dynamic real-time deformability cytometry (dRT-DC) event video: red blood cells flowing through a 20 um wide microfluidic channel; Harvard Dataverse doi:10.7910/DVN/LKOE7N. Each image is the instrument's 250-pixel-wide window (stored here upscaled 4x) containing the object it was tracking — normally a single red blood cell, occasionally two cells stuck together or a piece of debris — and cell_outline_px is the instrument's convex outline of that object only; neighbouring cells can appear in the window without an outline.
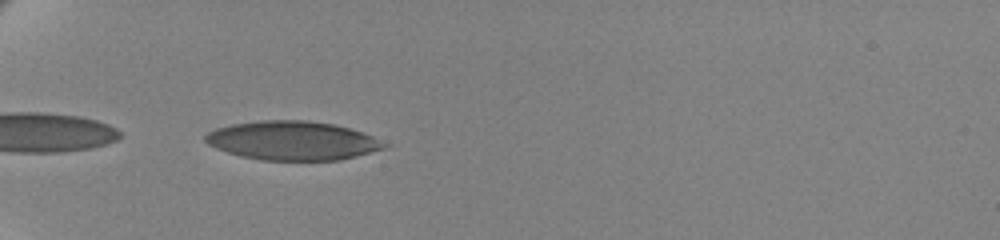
{"species": "human", "species_latin": "Homo sapiens", "temperature_condition": "cold", "stored_images_in_passage": 40, "camera_frame_rate_fps": 3000, "um_per_image_px": 0.085, "donor": {"sex": "female"}, "frame": {"image": 1, "passage_image": 1, "time_ms": 0.0, "image_size_px": [1000, 240], "cell_outline_px": [[392, 144], [388, 148], [340, 160], [260, 160], [240, 156], [216, 148], [208, 144], [204, 140], [204, 136], [208, 132], [216, 128], [232, 124], [260, 120], [308, 120], [332, 124], [348, 128], [372, 136]], "centroid_in_image_um": [24.89, 11.96], "position_along_channel_um": 60.1, "area_um2": 40.75}}
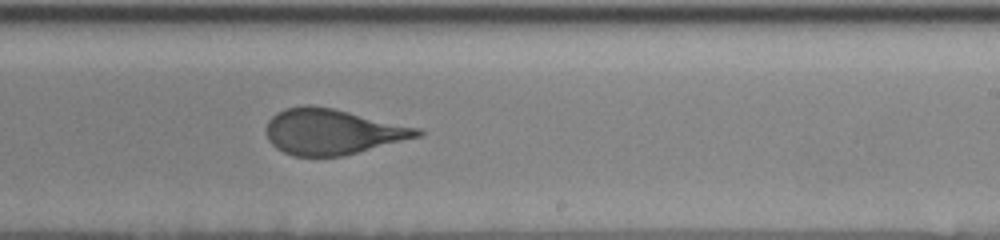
{"frame": {"image": 2, "passage_image": 20, "time_ms": 6.333, "image_size_px": [1000, 240], "cell_outline_px": [[424, 132], [420, 136], [344, 156], [292, 156], [276, 148], [268, 140], [268, 120], [276, 112], [284, 108], [304, 104], [308, 104], [332, 108], [420, 128]], "centroid_in_image_um": [28.23, 11.19], "position_along_channel_um": 260.8, "area_um2": 40.0}}
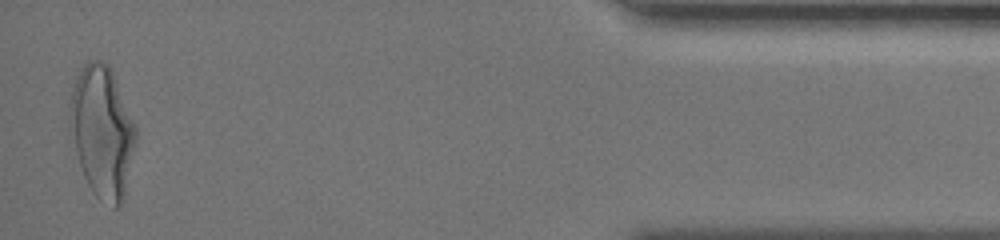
{"frame": {"image": 3, "passage_image": 39, "time_ms": 12.667, "image_size_px": [1000, 240], "cell_outline_px": [[136, 144], [124, 204], [120, 208], [112, 208], [100, 200], [92, 192], [84, 176], [76, 152], [68, 116], [68, 104], [72, 88], [76, 76], [84, 64], [88, 60], [104, 60], [112, 68], [136, 124]], "centroid_in_image_um": [8.72, 11.2], "position_along_channel_um": 426.5, "area_um2": 51.67}, "authors_computed_cell_mechanics": {"area_um2": 41.5582, "velocity_mm_per_s": 3.4706, "shape_relaxation_time_tau1_ms": 5.49, "shape_relaxation_time_tau2_ms": null, "deformation_change_tau1": 0.1786, "deformation_change_tau2": null}}